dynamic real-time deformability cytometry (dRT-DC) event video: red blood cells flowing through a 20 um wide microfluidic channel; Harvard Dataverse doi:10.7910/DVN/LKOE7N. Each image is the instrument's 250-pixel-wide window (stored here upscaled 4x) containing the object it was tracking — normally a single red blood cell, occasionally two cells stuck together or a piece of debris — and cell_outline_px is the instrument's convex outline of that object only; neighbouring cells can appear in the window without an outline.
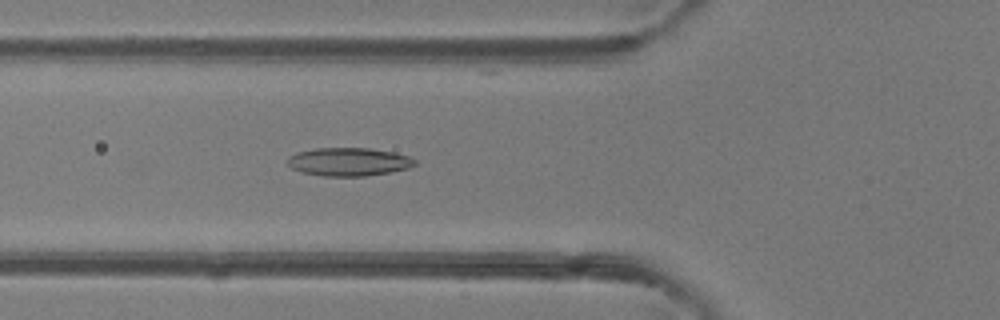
{"species": "common noctule bat (a hibernating species)", "species_latin": "Nyctalus noctula", "temperature_condition": "room temperature", "stored_images_in_passage": 30, "camera_frame_rate_fps": 3000, "um_per_image_px": 0.085, "animal": {"sex": "female"}, "frame": {"image": 1, "passage_image": 3, "time_ms": 0.667, "image_size_px": [1000, 320], "cell_outline_px": [[416, 164], [408, 168], [388, 172], [364, 176], [324, 176], [300, 172], [292, 168], [288, 164], [288, 156], [296, 152], [316, 148], [368, 148], [392, 152], [408, 156], [416, 160]], "centroid_in_image_um": [29.61, 13.75], "position_along_channel_um": 96.2, "area_um2": 20.87}}
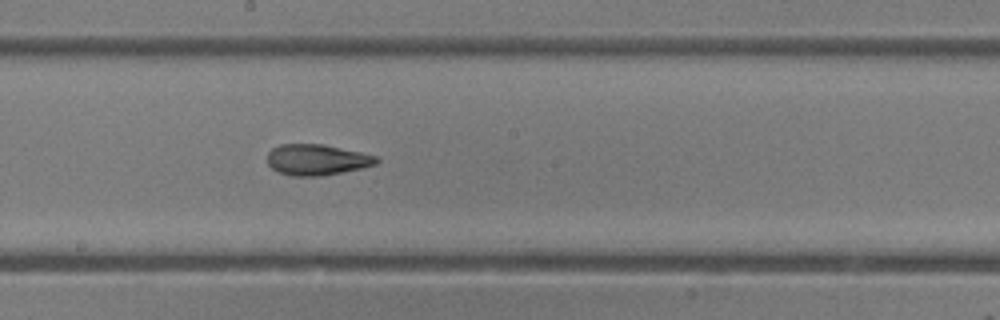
{"frame": {"image": 2, "passage_image": 12, "time_ms": 3.667, "image_size_px": [1000, 320], "cell_outline_px": [[380, 160], [376, 164], [360, 168], [320, 176], [292, 176], [280, 172], [272, 168], [268, 164], [268, 152], [272, 148], [280, 144], [324, 144], [360, 152], [376, 156]], "centroid_in_image_um": [26.91, 13.57], "position_along_channel_um": 221.3, "area_um2": 19.48}}
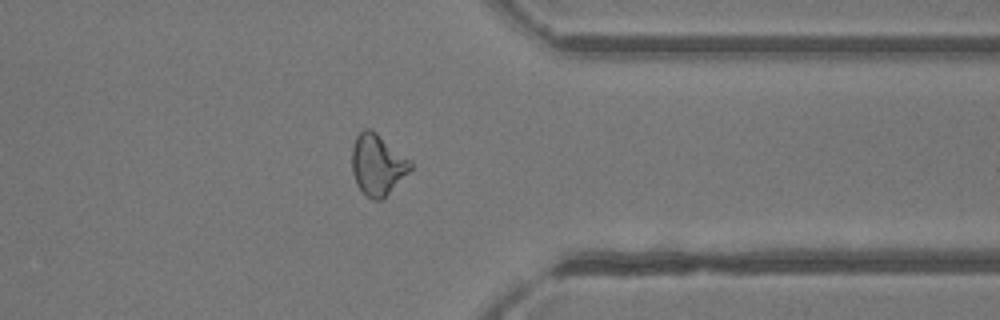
{"frame": {"image": 3, "passage_image": 24, "time_ms": 7.667, "image_size_px": [1000, 320], "cell_outline_px": [[412, 168], [384, 200], [372, 200], [356, 184], [352, 172], [352, 148], [356, 136], [364, 128], [372, 128], [412, 160]], "centroid_in_image_um": [32.11, 13.98], "position_along_channel_um": 379.3, "area_um2": 21.15}, "authors_computed_cell_mechanics": {"area_um2": 19.7098, "velocity_mm_per_s": 4.1478, "shape_relaxation_time_tau1_ms": 11.1926, "shape_relaxation_time_tau2_ms": 2.4678, "deformation_change_tau1": 0.2571, "deformation_change_tau2": 0.1018}}